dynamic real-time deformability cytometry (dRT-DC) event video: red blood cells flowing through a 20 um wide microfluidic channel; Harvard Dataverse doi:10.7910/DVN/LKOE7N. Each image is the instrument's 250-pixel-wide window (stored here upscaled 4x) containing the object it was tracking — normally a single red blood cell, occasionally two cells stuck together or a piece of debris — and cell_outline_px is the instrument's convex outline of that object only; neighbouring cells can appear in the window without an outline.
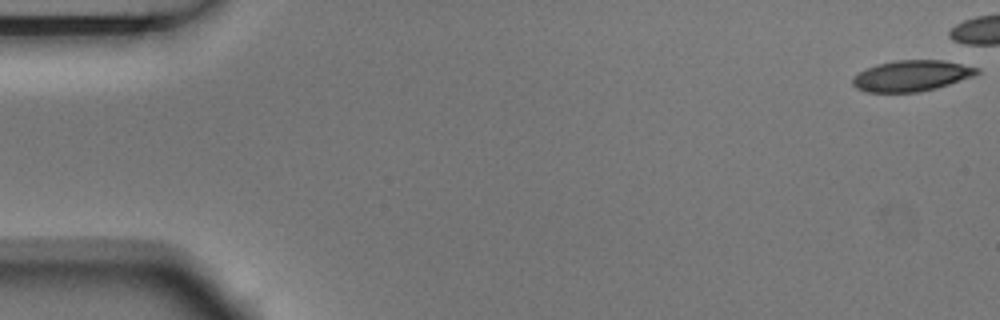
{"species": "Egyptian fruit bat (a non-hibernating species)", "species_latin": "Rousettus aegyptiacus", "temperature_condition": "room temperature", "stored_images_in_passage": 4, "camera_frame_rate_fps": 3000, "um_per_image_px": 0.085, "animal": {"sex": "male"}, "frame": {"image": 1, "passage_image": 1, "time_ms": 0.0, "image_size_px": [1000, 320], "cell_outline_px": [[980, 72], [972, 76], [936, 88], [916, 92], [864, 92], [856, 88], [852, 84], [852, 76], [876, 64], [896, 60], [944, 60], [980, 68]], "centroid_in_image_um": [77.45, 6.44], "position_along_channel_um": 7.5, "area_um2": 22.31}}